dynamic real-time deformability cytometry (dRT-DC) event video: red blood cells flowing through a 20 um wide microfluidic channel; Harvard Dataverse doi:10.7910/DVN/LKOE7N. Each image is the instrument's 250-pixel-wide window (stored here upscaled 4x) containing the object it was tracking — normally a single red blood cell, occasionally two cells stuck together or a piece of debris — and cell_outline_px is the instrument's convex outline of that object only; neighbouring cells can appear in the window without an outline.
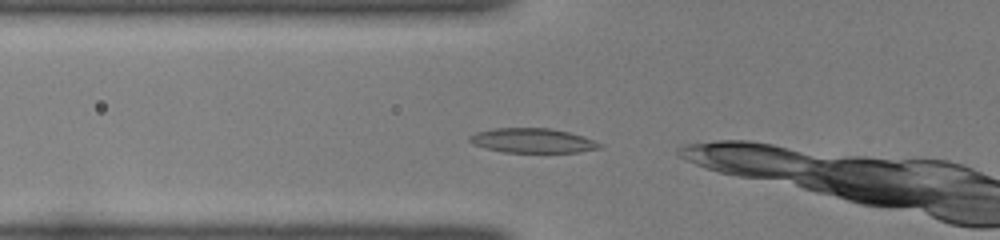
{"species": "common noctule bat (a hibernating species)", "species_latin": "Nyctalus noctula", "temperature_condition": "room temperature", "stored_images_in_passage": 34, "camera_frame_rate_fps": 3000, "um_per_image_px": 0.085, "animal": {"sex": "female", "body_mass_g": 22.0, "forearm_length_mm": 56.7}, "frame": {"image": 1, "passage_image": 2, "time_ms": 0.333, "image_size_px": [1000, 240], "cell_outline_px": [[604, 148], [580, 152], [504, 152], [472, 144], [468, 140], [468, 136], [476, 132], [492, 128], [548, 128], [568, 132], [604, 144]], "centroid_in_image_um": [45.27, 11.95], "position_along_channel_um": 80.5, "area_um2": 18.55}}
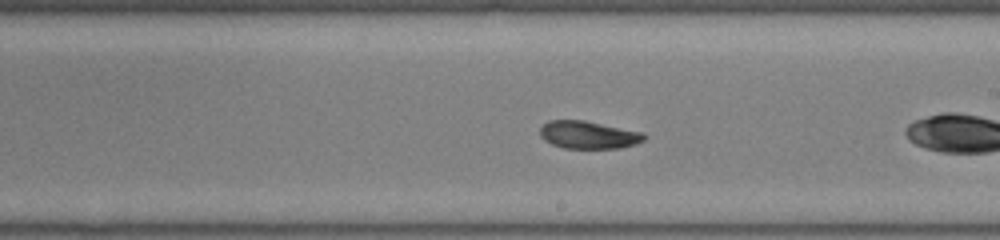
{"frame": {"image": 2, "passage_image": 14, "time_ms": 4.333, "image_size_px": [1000, 240], "cell_outline_px": [[648, 136], [644, 140], [636, 144], [620, 148], [564, 148], [552, 144], [544, 140], [540, 136], [540, 128], [548, 120], [584, 120], [644, 132]], "centroid_in_image_um": [50.04, 11.46], "position_along_channel_um": 239.0, "area_um2": 16.94}}
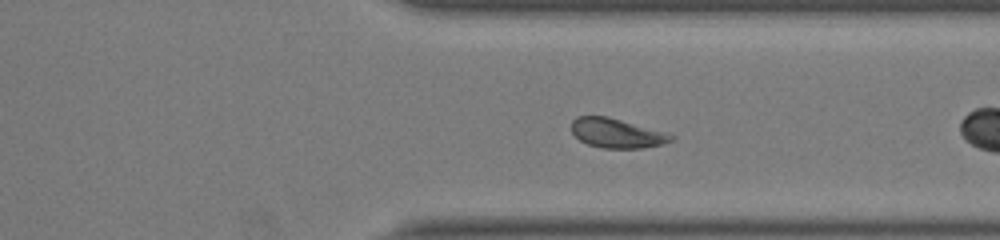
{"frame": {"image": 3, "passage_image": 23, "time_ms": 7.333, "image_size_px": [1000, 240], "cell_outline_px": [[676, 136], [672, 140], [660, 144], [644, 148], [600, 148], [588, 144], [580, 140], [572, 132], [572, 120], [576, 116], [608, 116], [668, 132]], "centroid_in_image_um": [52.44, 11.31], "position_along_channel_um": 359.0, "area_um2": 17.22}, "authors_computed_cell_mechanics": {"area_um2": 17.2533, "velocity_mm_per_s": 3.9846, "shape_relaxation_time_tau1_ms": 9.1767, "shape_relaxation_time_tau2_ms": 3.4049, "deformation_change_tau1": 0.1834, "deformation_change_tau2": 0.093}}